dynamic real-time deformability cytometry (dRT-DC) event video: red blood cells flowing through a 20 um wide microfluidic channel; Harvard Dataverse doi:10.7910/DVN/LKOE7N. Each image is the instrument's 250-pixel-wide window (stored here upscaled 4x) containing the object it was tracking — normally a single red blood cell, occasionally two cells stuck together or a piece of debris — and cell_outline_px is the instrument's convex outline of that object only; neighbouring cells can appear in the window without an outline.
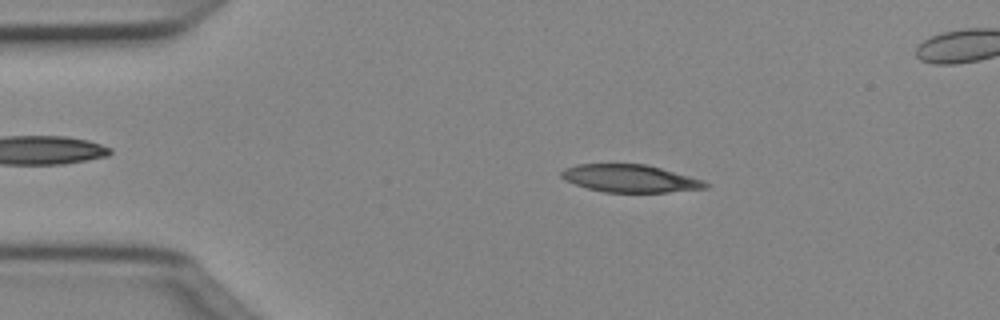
{"species": "Egyptian fruit bat (a non-hibernating species)", "species_latin": "Rousettus aegyptiacus", "temperature_condition": "cold", "stored_images_in_passage": 49, "segment_of_instrument_passage": [1, 2], "camera_frame_rate_fps": 3000, "um_per_image_px": 0.085, "animal": {"sex": "female"}, "frame": {"image": 1, "passage_image": 8, "time_ms": 2.333, "image_size_px": [1000, 320], "cell_outline_px": [[712, 184], [708, 188], [668, 192], [604, 192], [588, 188], [564, 180], [560, 176], [560, 172], [564, 168], [576, 164], [644, 164], [660, 168], [704, 180]], "centroid_in_image_um": [53.56, 15.17], "position_along_channel_um": 31.4, "area_um2": 23.18}}
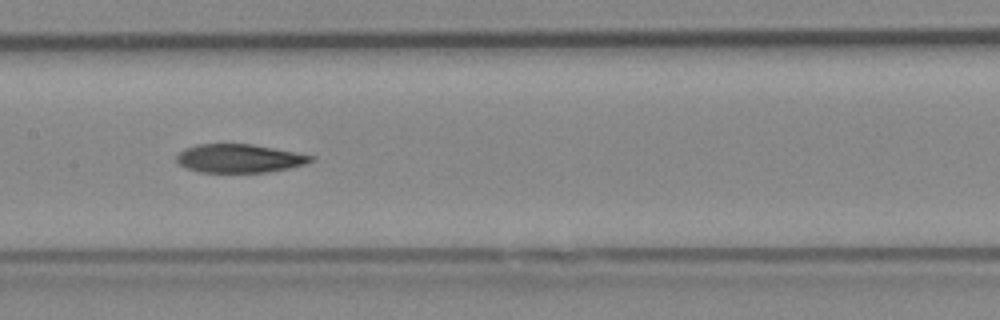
{"frame": {"image": 2, "passage_image": 23, "time_ms": 7.333, "image_size_px": [1000, 320], "cell_outline_px": [[316, 160], [308, 164], [268, 172], [200, 172], [188, 168], [180, 164], [176, 160], [176, 156], [184, 148], [196, 144], [252, 144], [316, 156]], "centroid_in_image_um": [20.39, 13.46], "position_along_channel_um": 187.0, "area_um2": 22.37}}
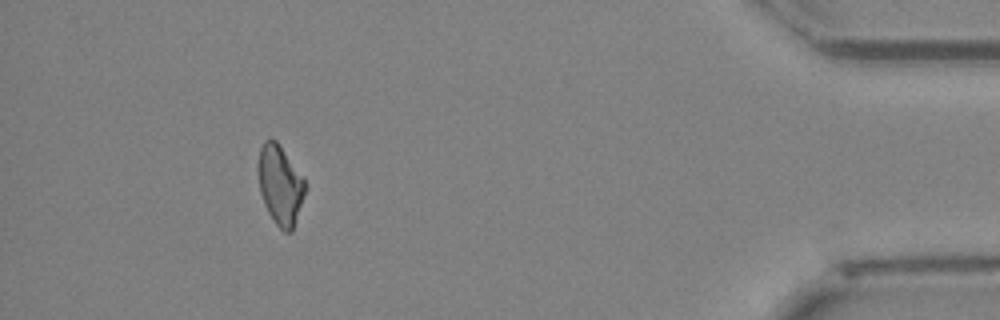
{"frame": {"image": 3, "passage_image": 44, "time_ms": 14.333, "image_size_px": [1000, 320], "cell_outline_px": [[304, 192], [292, 232], [284, 232], [276, 224], [268, 212], [264, 204], [260, 192], [256, 168], [260, 148], [264, 140], [276, 140], [304, 176]], "centroid_in_image_um": [23.78, 15.69], "position_along_channel_um": 411.4, "area_um2": 21.68}}